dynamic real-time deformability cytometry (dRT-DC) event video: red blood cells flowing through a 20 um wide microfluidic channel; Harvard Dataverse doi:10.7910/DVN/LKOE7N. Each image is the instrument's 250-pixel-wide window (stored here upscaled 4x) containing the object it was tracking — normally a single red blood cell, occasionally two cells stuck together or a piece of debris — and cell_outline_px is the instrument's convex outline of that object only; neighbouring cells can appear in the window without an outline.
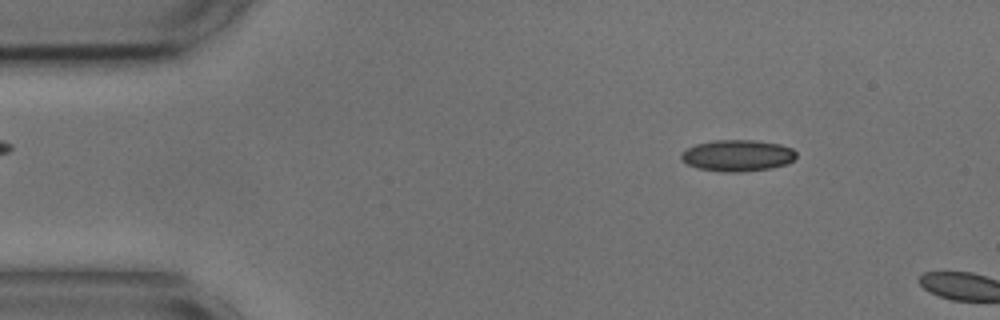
{"species": "common noctule bat (a hibernating species)", "species_latin": "Nyctalus noctula", "temperature_condition": "cold", "stored_images_in_passage": 5, "camera_frame_rate_fps": 3000, "um_per_image_px": 0.085, "animal": {"sex": "male", "body_mass_g": 17.9, "forearm_length_mm": 54.2}, "frame": {"image": 1, "passage_image": 3, "time_ms": 0.667, "image_size_px": [1000, 320], "cell_outline_px": [[796, 156], [788, 164], [772, 168], [740, 172], [724, 172], [696, 168], [680, 160], [680, 152], [696, 144], [712, 140], [756, 140], [780, 144], [792, 148], [796, 152]], "centroid_in_image_um": [62.67, 13.22], "position_along_channel_um": 22.3, "area_um2": 21.33}}